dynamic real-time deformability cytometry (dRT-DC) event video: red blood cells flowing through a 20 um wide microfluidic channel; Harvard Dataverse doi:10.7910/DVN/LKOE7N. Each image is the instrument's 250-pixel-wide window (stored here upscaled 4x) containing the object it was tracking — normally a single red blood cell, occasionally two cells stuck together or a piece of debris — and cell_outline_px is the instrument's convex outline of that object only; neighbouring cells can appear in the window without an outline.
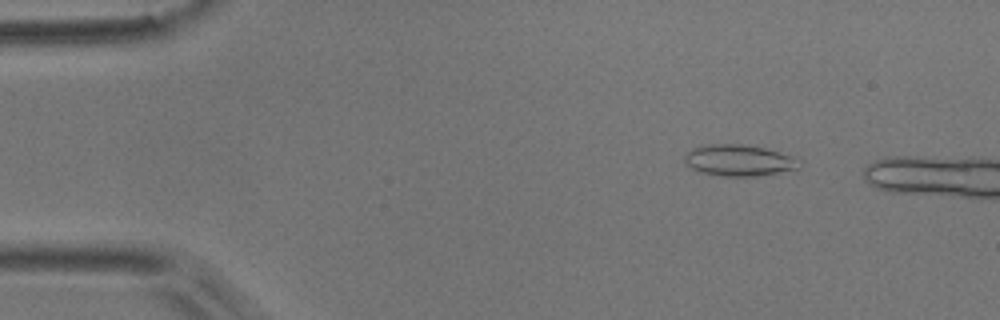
{"species": "common noctule bat (a hibernating species)", "species_latin": "Nyctalus noctula", "temperature_condition": "room temperature", "stored_images_in_passage": 12, "camera_frame_rate_fps": 3000, "um_per_image_px": 0.085, "animal": {"sex": "male", "body_mass_g": 17.9}, "frame": {"image": 1, "passage_image": 6, "time_ms": 1.667, "image_size_px": [1000, 320], "cell_outline_px": [[804, 160], [800, 168], [756, 176], [724, 176], [700, 172], [692, 168], [684, 160], [684, 156], [692, 148], [708, 144], [740, 144], [764, 148], [792, 156]], "centroid_in_image_um": [62.85, 13.63], "position_along_channel_um": 22.2, "area_um2": 20.87}}